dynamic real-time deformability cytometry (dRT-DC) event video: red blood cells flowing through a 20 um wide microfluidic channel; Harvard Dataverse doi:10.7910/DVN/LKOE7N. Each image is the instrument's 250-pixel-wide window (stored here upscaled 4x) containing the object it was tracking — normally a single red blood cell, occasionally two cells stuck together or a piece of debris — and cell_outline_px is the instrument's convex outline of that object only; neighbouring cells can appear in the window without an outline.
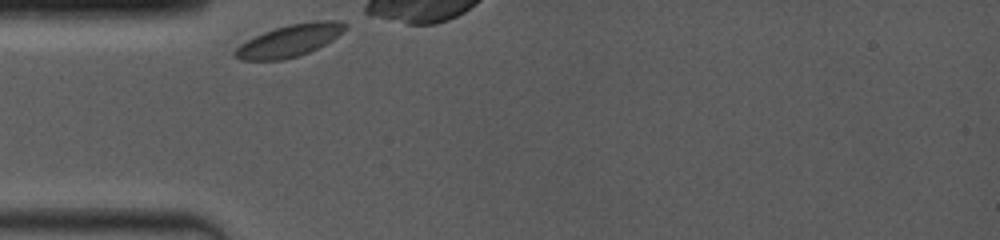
{"species": "common noctule bat (a hibernating species)", "species_latin": "Nyctalus noctula", "temperature_condition": "room temperature", "stored_images_in_passage": 41, "camera_frame_rate_fps": 4000, "um_per_image_px": 0.085, "animal": {"sex": "female", "body_mass_g": 19.0, "forearm_length_mm": 53.3}, "frame": {"image": 1, "passage_image": 1, "time_ms": 0.0, "image_size_px": [1000, 240], "cell_outline_px": [[348, 28], [344, 32], [332, 40], [308, 52], [284, 60], [240, 60], [232, 56], [232, 52], [240, 44], [264, 32], [288, 24], [312, 20], [336, 20], [348, 24]], "centroid_in_image_um": [24.63, 3.44], "position_along_channel_um": 60.4, "area_um2": 20.69}}
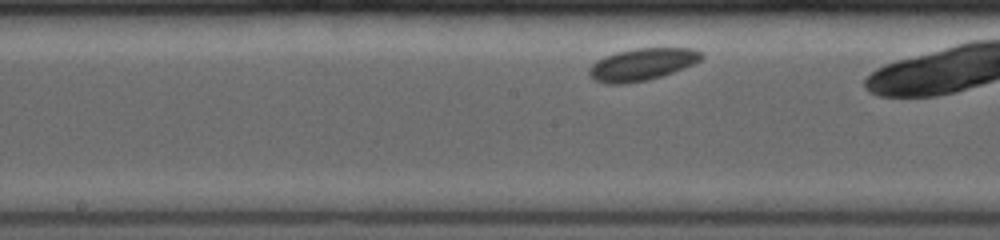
{"frame": {"image": 2, "passage_image": 17, "time_ms": 3.75, "image_size_px": [1000, 240], "cell_outline_px": [[704, 56], [700, 60], [684, 68], [648, 80], [624, 84], [604, 84], [592, 80], [588, 76], [588, 68], [596, 60], [604, 56], [616, 52], [636, 48], [696, 48], [704, 52]], "centroid_in_image_um": [54.54, 5.47], "position_along_channel_um": 193.7, "area_um2": 21.39}}
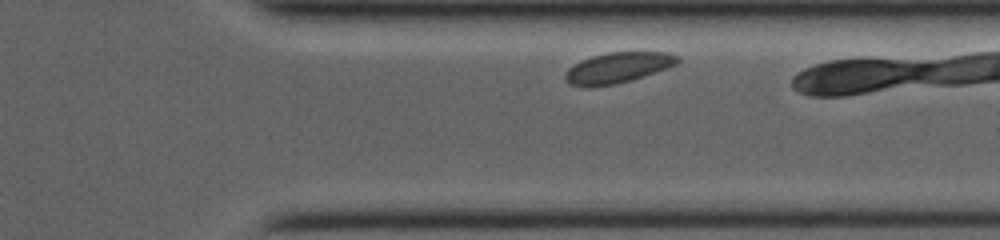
{"frame": {"image": 3, "passage_image": 36, "time_ms": 8.25, "image_size_px": [1000, 240], "cell_outline_px": [[680, 60], [676, 64], [644, 76], [632, 80], [616, 84], [568, 84], [564, 80], [564, 72], [572, 64], [580, 60], [592, 56], [608, 52], [668, 52], [680, 56]], "centroid_in_image_um": [52.52, 5.71], "position_along_channel_um": 358.9, "area_um2": 19.71}}